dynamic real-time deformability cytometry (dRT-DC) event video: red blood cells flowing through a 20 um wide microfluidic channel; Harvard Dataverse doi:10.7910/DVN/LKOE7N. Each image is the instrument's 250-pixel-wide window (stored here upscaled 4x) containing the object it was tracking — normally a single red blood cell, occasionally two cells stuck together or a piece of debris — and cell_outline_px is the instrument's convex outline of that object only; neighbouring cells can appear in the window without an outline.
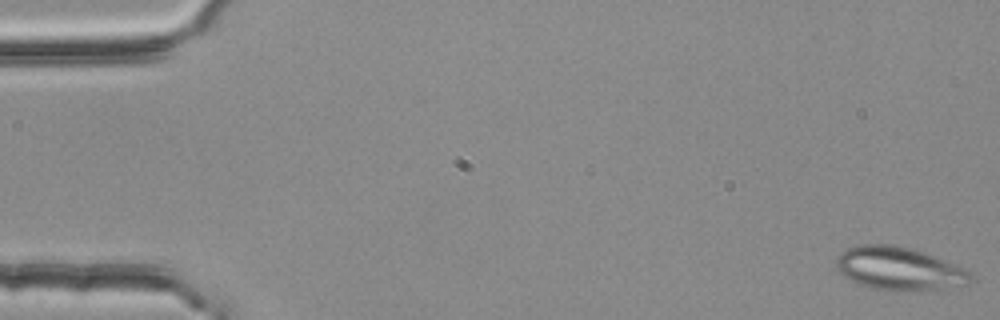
{"species": "common noctule bat (a hibernating species)", "species_latin": "Nyctalus noctula", "temperature_condition": "room temperature", "stored_images_in_passage": 3, "camera_frame_rate_fps": 3000, "um_per_image_px": 0.085, "animal": {"sex": "female", "body_mass_g": 25.1}, "frame": {"image": 1, "passage_image": 1, "time_ms": 0.0, "image_size_px": [1000, 320], "cell_outline_px": [[972, 280], [968, 284], [936, 288], [896, 292], [872, 288], [860, 284], [844, 276], [836, 268], [836, 256], [840, 252], [848, 248], [860, 244], [892, 244], [912, 248], [936, 256], [964, 268], [972, 276]], "centroid_in_image_um": [76.38, 22.81], "position_along_channel_um": 8.6, "area_um2": 33.76}}